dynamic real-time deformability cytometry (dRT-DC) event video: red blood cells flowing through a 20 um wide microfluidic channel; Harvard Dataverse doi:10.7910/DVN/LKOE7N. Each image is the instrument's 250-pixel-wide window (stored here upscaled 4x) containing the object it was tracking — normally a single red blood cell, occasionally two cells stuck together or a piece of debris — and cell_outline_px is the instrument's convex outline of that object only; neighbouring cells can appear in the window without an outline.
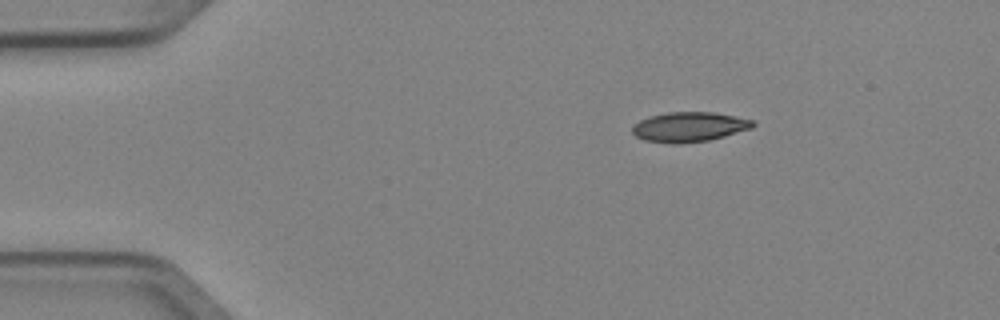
{"species": "Egyptian fruit bat (a non-hibernating species)", "species_latin": "Rousettus aegyptiacus", "temperature_condition": "cold", "stored_images_in_passage": 2, "camera_frame_rate_fps": 3000, "um_per_image_px": 0.085, "animal": {"sex": "female"}, "frame": {"image": 1, "passage_image": 1, "time_ms": 0.0, "image_size_px": [1000, 320], "cell_outline_px": [[756, 124], [752, 128], [724, 136], [708, 140], [644, 140], [636, 136], [632, 132], [632, 124], [648, 116], [668, 112], [712, 112], [756, 120]], "centroid_in_image_um": [58.63, 10.72], "position_along_channel_um": 26.4, "area_um2": 20.06}}